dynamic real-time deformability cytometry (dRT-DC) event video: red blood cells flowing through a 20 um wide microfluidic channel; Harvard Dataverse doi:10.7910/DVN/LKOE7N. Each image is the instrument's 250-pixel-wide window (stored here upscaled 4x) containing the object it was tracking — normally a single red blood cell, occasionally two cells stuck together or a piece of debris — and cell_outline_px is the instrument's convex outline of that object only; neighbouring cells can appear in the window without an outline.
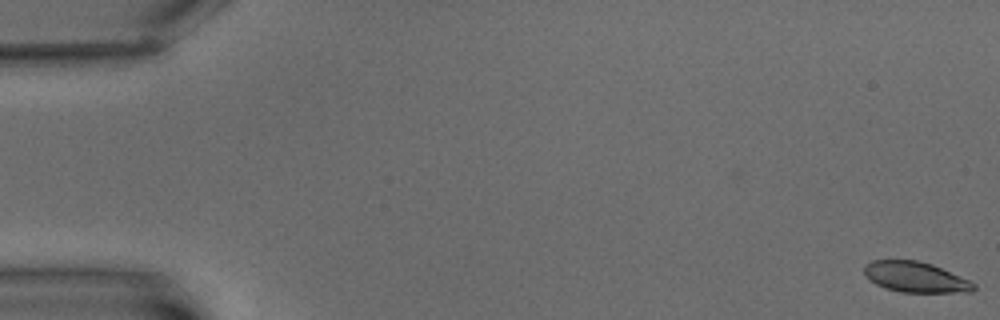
{"species": "common noctule bat (a hibernating species)", "species_latin": "Nyctalus noctula", "temperature_condition": "warm", "stored_images_in_passage": 7, "camera_frame_rate_fps": 3000, "um_per_image_px": 0.085, "animal": {"sex": "male", "body_mass_g": 15.6}, "frame": {"image": 1, "passage_image": 1, "time_ms": 0.0, "image_size_px": [1000, 320], "cell_outline_px": [[976, 288], [972, 292], [900, 292], [884, 288], [868, 280], [864, 276], [864, 264], [872, 260], [916, 260], [932, 264], [968, 280], [976, 284]], "centroid_in_image_um": [77.76, 23.55], "position_along_channel_um": 7.2, "area_um2": 19.54}}
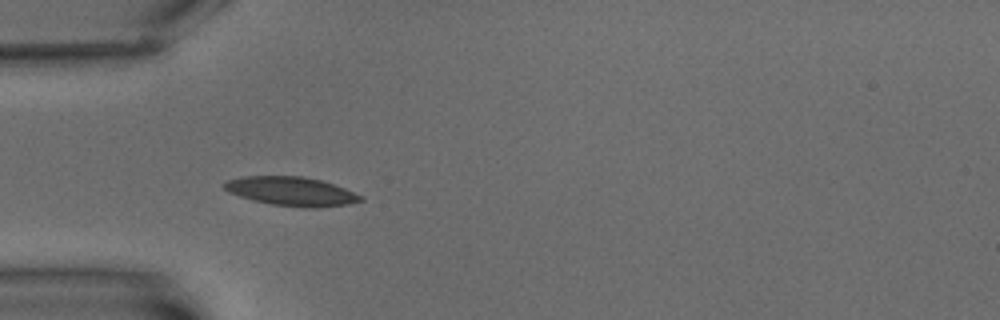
{"frame": {"image": 2, "passage_image": 6, "time_ms": 6.667, "image_size_px": [1000, 320], "cell_outline_px": [[364, 200], [348, 204], [316, 208], [308, 208], [272, 204], [240, 196], [228, 192], [220, 184], [224, 180], [240, 176], [300, 176], [320, 180], [344, 188], [364, 196]], "centroid_in_image_um": [24.73, 16.25], "position_along_channel_um": 60.3, "area_um2": 23.0}}